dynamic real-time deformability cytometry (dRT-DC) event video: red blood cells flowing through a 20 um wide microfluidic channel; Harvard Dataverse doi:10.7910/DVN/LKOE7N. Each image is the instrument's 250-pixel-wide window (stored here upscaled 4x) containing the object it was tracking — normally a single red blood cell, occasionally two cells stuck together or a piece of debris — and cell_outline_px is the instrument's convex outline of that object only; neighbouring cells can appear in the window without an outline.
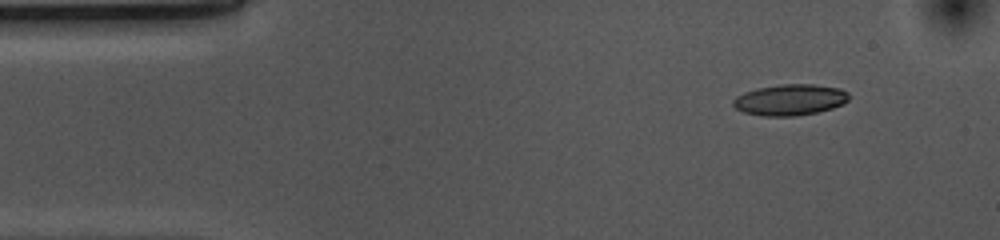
{"species": "common noctule bat (a hibernating species)", "species_latin": "Nyctalus noctula", "temperature_condition": "cold", "stored_images_in_passage": 49, "camera_frame_rate_fps": 3000, "um_per_image_px": 0.085, "animal": {"sex": "female", "body_mass_g": 10.0, "forearm_length_mm": 53.1}, "frame": {"image": 1, "passage_image": 1, "time_ms": 0.0, "image_size_px": [1000, 240], "cell_outline_px": [[848, 100], [844, 104], [832, 108], [816, 112], [796, 116], [764, 116], [744, 112], [736, 108], [732, 104], [732, 100], [736, 96], [744, 92], [756, 88], [780, 84], [812, 84], [840, 88], [848, 92]], "centroid_in_image_um": [67.14, 8.48], "position_along_channel_um": 17.9, "area_um2": 21.04}}
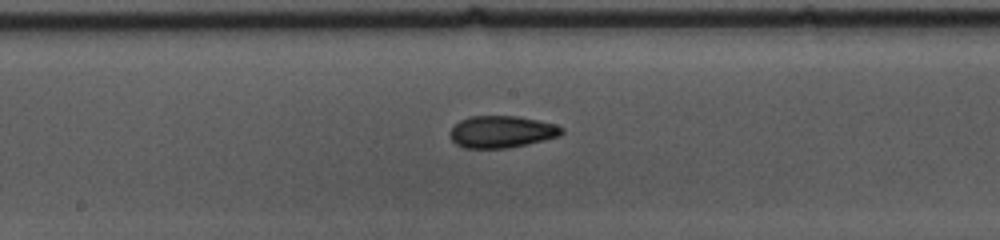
{"frame": {"image": 2, "passage_image": 22, "time_ms": 7.0, "image_size_px": [1000, 240], "cell_outline_px": [[564, 132], [560, 136], [528, 144], [508, 148], [464, 148], [456, 144], [452, 140], [448, 132], [460, 120], [468, 116], [516, 116], [556, 124], [564, 128]], "centroid_in_image_um": [42.64, 11.2], "position_along_channel_um": 205.6, "area_um2": 20.92}}
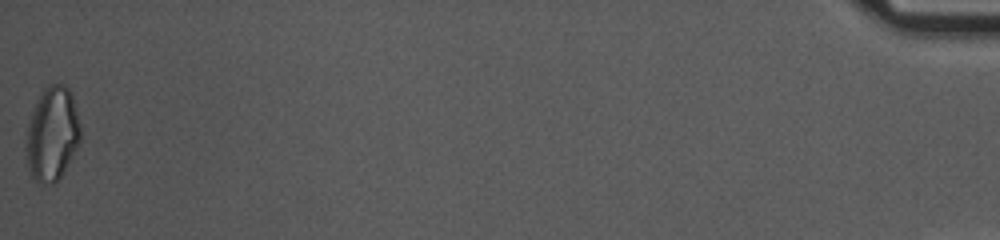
{"frame": {"image": 3, "passage_image": 49, "time_ms": 16.0, "image_size_px": [1000, 240], "cell_outline_px": [[80, 140], [76, 148], [60, 176], [52, 184], [40, 184], [32, 176], [28, 168], [24, 148], [24, 144], [28, 124], [32, 112], [44, 88], [52, 84], [64, 84], [68, 88], [72, 96], [76, 108], [80, 124]], "centroid_in_image_um": [4.41, 11.39], "position_along_channel_um": 430.8, "area_um2": 29.54}, "authors_computed_cell_mechanics": {"area_um2": 21.0392, "velocity_mm_per_s": 3.6791, "shape_relaxation_time_tau1_ms": 7.0555, "shape_relaxation_time_tau2_ms": 4.5457, "deformation_change_tau1": 0.1583, "deformation_change_tau2": 0.0997}}